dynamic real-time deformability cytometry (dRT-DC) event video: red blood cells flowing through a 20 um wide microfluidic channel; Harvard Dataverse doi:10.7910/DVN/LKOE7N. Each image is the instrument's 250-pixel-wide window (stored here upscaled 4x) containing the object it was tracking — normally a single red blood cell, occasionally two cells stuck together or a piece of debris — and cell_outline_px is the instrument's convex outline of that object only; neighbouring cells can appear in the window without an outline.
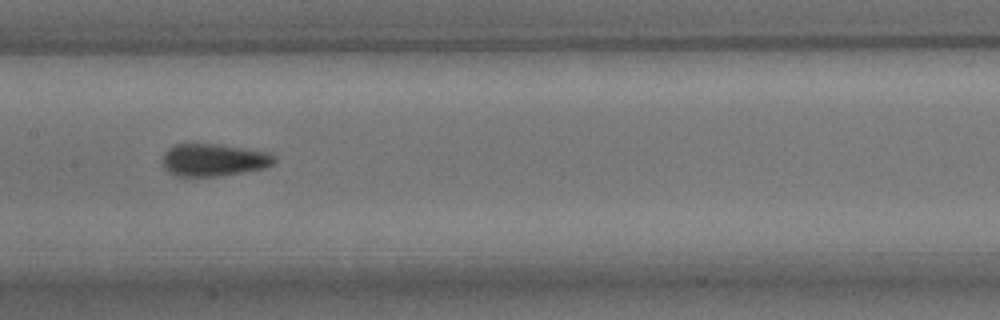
{"species": "common noctule bat (a hibernating species)", "species_latin": "Nyctalus noctula", "temperature_condition": "room temperature", "stored_images_in_passage": 10, "camera_frame_rate_fps": 3000, "um_per_image_px": 0.085, "animal": {"sex": "male", "body_mass_g": 15.6}, "frame": {"image": 1, "passage_image": 4, "time_ms": 3.333, "image_size_px": [1000, 320], "cell_outline_px": [[276, 160], [272, 164], [264, 168], [220, 176], [176, 176], [168, 172], [164, 168], [164, 152], [172, 144], [216, 144], [244, 148], [268, 152], [276, 156]], "centroid_in_image_um": [18.16, 13.59], "position_along_channel_um": 189.2, "area_um2": 21.1}}
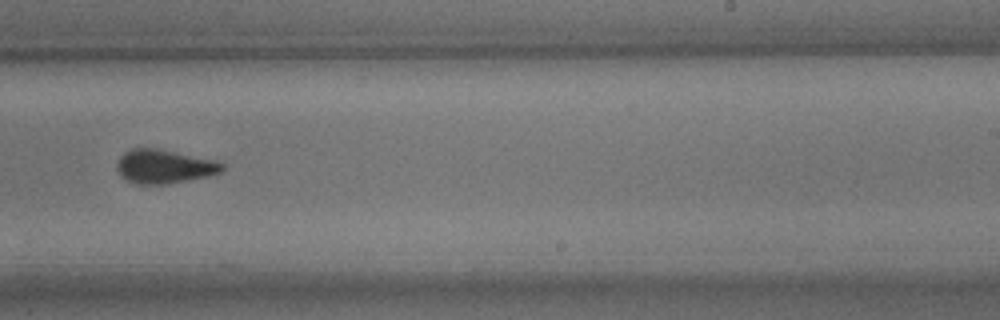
{"frame": {"image": 2, "passage_image": 6, "time_ms": 5.667, "image_size_px": [1000, 320], "cell_outline_px": [[224, 168], [220, 172], [208, 176], [164, 184], [136, 184], [124, 180], [120, 176], [116, 168], [116, 164], [120, 156], [124, 152], [132, 148], [156, 148], [216, 160], [224, 164]], "centroid_in_image_um": [13.91, 14.15], "position_along_channel_um": 275.1, "area_um2": 20.81}}
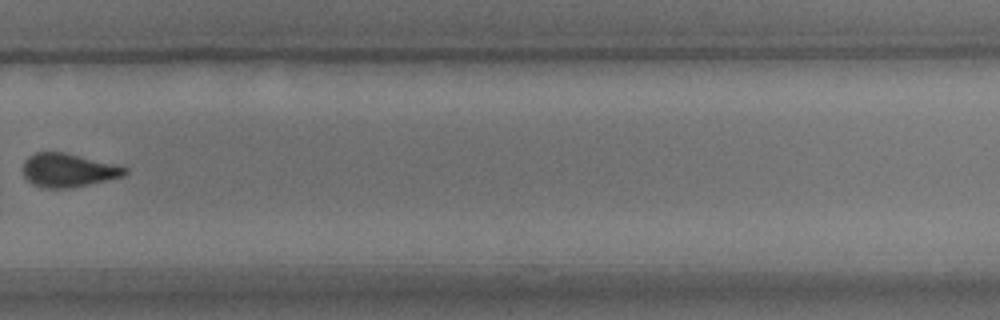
{"frame": {"image": 3, "passage_image": 7, "time_ms": 7.0, "image_size_px": [1000, 320], "cell_outline_px": [[128, 172], [124, 176], [88, 184], [68, 188], [44, 188], [32, 184], [24, 176], [24, 160], [28, 156], [36, 152], [64, 152], [128, 168]], "centroid_in_image_um": [5.77, 14.47], "position_along_channel_um": 324.0, "area_um2": 19.65}, "authors_computed_cell_mechanics": {"area_um2": 20.8947, "velocity_mm_per_s": 3.6864, "shape_relaxation_time_tau1_ms": 3.9826, "shape_relaxation_time_tau2_ms": 0.704, "deformation_change_tau1": 0.1241, "deformation_change_tau2": 0.0394}}